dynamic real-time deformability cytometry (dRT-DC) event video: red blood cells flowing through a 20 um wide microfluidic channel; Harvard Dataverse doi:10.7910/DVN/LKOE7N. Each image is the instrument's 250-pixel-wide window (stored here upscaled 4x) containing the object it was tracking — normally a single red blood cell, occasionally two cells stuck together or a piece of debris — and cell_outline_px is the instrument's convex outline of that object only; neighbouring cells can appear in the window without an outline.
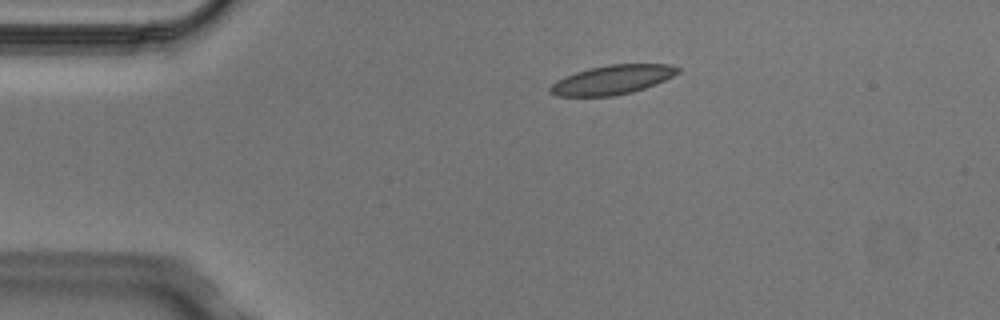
{"species": "Egyptian fruit bat (a non-hibernating species)", "species_latin": "Rousettus aegyptiacus", "temperature_condition": "cold", "stored_images_in_passage": 3, "camera_frame_rate_fps": 3000, "um_per_image_px": 0.085, "animal": {"sex": "male"}, "frame": {"image": 1, "passage_image": 1, "time_ms": 0.0, "image_size_px": [1000, 320], "cell_outline_px": [[680, 72], [656, 84], [632, 92], [612, 96], [556, 96], [548, 92], [548, 88], [556, 80], [576, 72], [588, 68], [608, 64], [668, 64], [680, 68]], "centroid_in_image_um": [52.02, 6.78], "position_along_channel_um": 33.0, "area_um2": 21.73}}
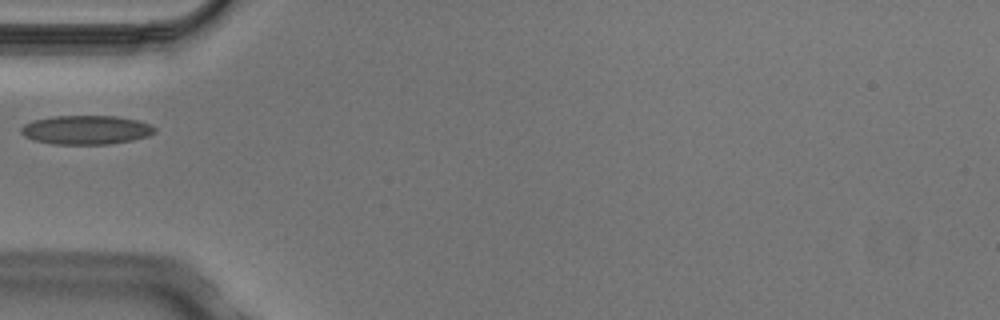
{"frame": {"image": 2, "passage_image": 3, "time_ms": 0.667, "image_size_px": [1000, 320], "cell_outline_px": [[156, 132], [148, 136], [132, 140], [108, 144], [52, 144], [32, 140], [24, 136], [20, 132], [20, 128], [24, 124], [32, 120], [52, 116], [116, 116], [136, 120], [152, 124], [156, 128]], "centroid_in_image_um": [7.3, 11.04], "position_along_channel_um": 77.7, "area_um2": 22.77}}